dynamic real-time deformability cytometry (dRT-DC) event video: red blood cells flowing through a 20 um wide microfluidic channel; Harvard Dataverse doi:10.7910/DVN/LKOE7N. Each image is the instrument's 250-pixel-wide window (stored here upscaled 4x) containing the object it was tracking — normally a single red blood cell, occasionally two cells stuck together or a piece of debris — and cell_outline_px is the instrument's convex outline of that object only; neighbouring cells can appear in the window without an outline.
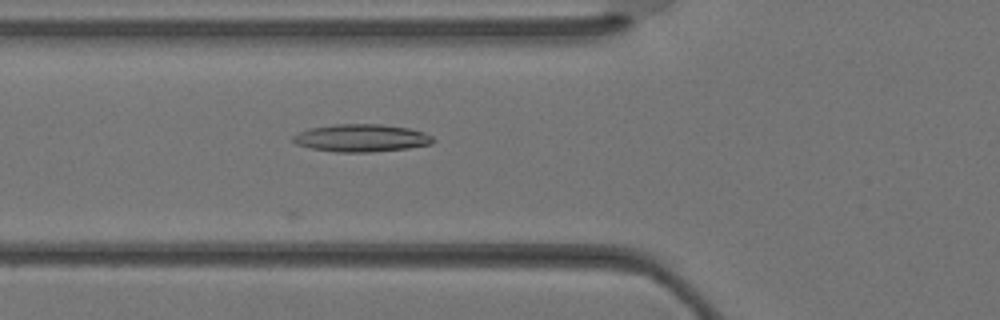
{"species": "Egyptian fruit bat (a non-hibernating species)", "species_latin": "Rousettus aegyptiacus", "temperature_condition": "warm", "stored_images_in_passage": 7, "camera_frame_rate_fps": 3000, "um_per_image_px": 0.085, "animal": {"sex": "female"}, "frame": {"image": 1, "passage_image": 4, "time_ms": 1.0, "image_size_px": [1000, 320], "cell_outline_px": [[436, 140], [432, 144], [408, 148], [368, 152], [336, 152], [312, 148], [296, 144], [292, 140], [292, 136], [300, 132], [312, 128], [336, 124], [380, 124], [408, 128], [424, 132], [432, 136]], "centroid_in_image_um": [30.75, 11.73], "position_along_channel_um": 95.1, "area_um2": 22.37}}
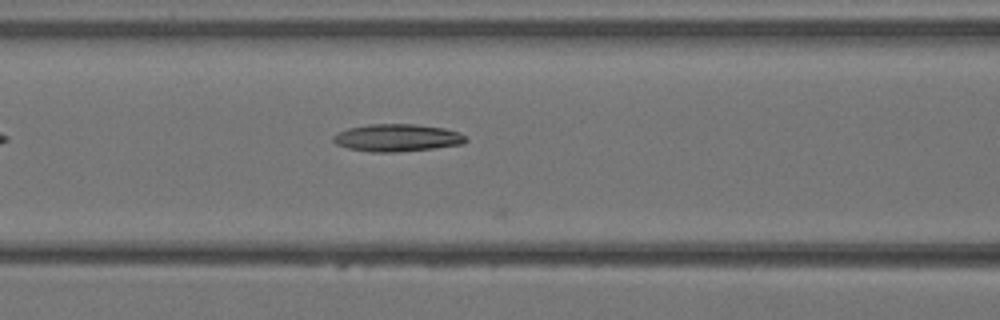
{"frame": {"image": 2, "passage_image": 6, "time_ms": 1.667, "image_size_px": [1000, 320], "cell_outline_px": [[468, 140], [464, 144], [400, 152], [372, 152], [348, 148], [336, 144], [332, 140], [332, 136], [348, 128], [368, 124], [416, 124], [444, 128], [460, 132], [468, 136]], "centroid_in_image_um": [33.8, 11.71], "position_along_channel_um": 132.8, "area_um2": 21.33}}